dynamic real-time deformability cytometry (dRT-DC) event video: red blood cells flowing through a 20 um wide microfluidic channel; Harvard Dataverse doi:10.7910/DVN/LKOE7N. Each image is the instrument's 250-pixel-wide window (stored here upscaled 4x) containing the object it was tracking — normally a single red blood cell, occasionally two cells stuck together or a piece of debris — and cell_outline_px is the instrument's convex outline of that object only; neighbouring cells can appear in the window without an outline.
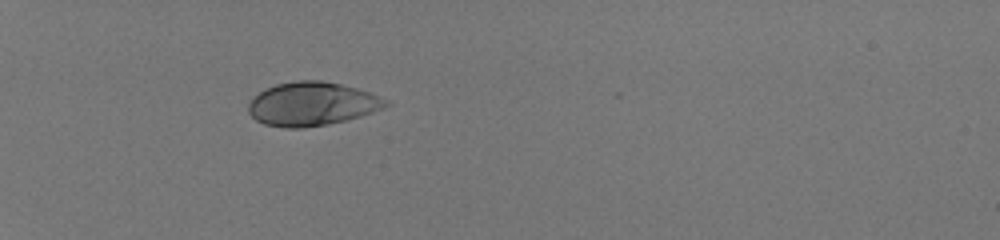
{"species": "human", "species_latin": "Homo sapiens", "temperature_condition": "room temperature", "stored_images_in_passage": 34, "camera_frame_rate_fps": 3000, "um_per_image_px": 0.085, "donor": {"sex": "male"}, "frame": {"image": 1, "passage_image": 1, "time_ms": 0.0, "image_size_px": [1000, 240], "cell_outline_px": [[392, 104], [372, 112], [360, 116], [328, 124], [304, 128], [284, 128], [264, 124], [256, 120], [248, 112], [248, 104], [252, 96], [276, 84], [296, 80], [320, 80], [340, 84], [356, 88], [368, 92], [388, 100]], "centroid_in_image_um": [26.49, 8.83], "position_along_channel_um": 58.5, "area_um2": 34.91}}
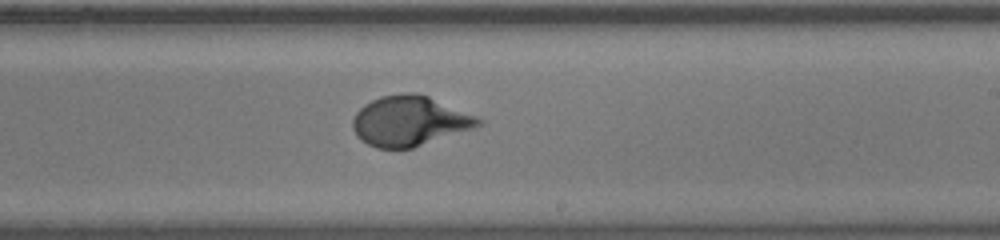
{"frame": {"image": 2, "passage_image": 18, "time_ms": 5.667, "image_size_px": [1000, 240], "cell_outline_px": [[484, 124], [412, 148], [376, 148], [360, 140], [356, 136], [352, 128], [352, 120], [356, 112], [364, 104], [380, 96], [404, 92], [416, 92], [428, 96], [476, 116], [484, 120]], "centroid_in_image_um": [34.77, 10.27], "position_along_channel_um": 254.2, "area_um2": 36.53}}
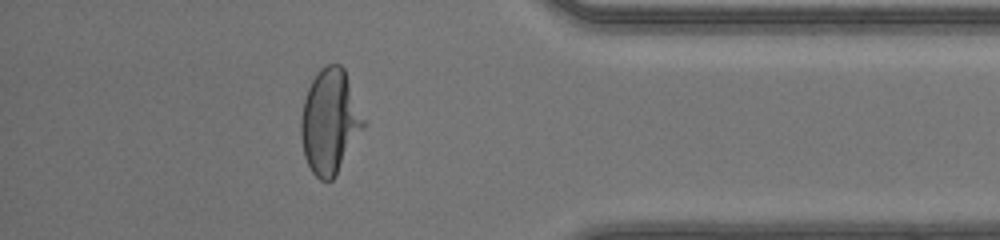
{"frame": {"image": 3, "passage_image": 30, "time_ms": 9.667, "image_size_px": [1000, 240], "cell_outline_px": [[364, 124], [336, 176], [332, 180], [320, 180], [312, 172], [304, 156], [300, 136], [300, 116], [304, 100], [308, 88], [312, 80], [320, 68], [328, 64], [340, 64], [344, 68], [364, 120]], "centroid_in_image_um": [27.99, 10.33], "position_along_channel_um": 407.2, "area_um2": 37.57}}